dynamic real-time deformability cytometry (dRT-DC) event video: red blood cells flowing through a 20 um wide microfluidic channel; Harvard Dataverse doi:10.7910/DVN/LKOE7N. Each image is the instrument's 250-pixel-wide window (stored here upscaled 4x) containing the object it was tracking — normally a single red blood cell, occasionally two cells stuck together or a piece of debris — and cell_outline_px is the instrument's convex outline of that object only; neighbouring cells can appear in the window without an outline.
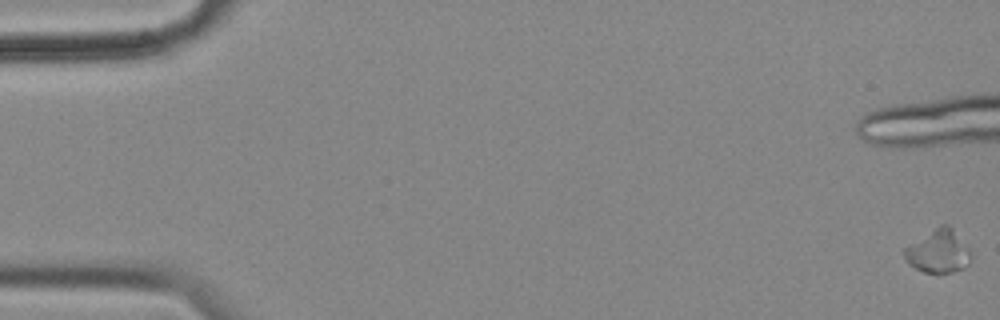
{"species": "common noctule bat (a hibernating species)", "species_latin": "Nyctalus noctula", "temperature_condition": "cold", "stored_images_in_passage": 21, "camera_frame_rate_fps": 3000, "um_per_image_px": 0.085, "animal": {"sex": "female", "body_mass_g": 18.4}, "frame": {"image": 1, "passage_image": 1, "time_ms": 0.0, "image_size_px": [1000, 320], "cell_outline_px": [[972, 252], [968, 264], [964, 268], [952, 272], [924, 272], [908, 264], [904, 256], [904, 248], [940, 224], [948, 224], [952, 228]], "centroid_in_image_um": [79.77, 21.36], "position_along_channel_um": 5.2, "area_um2": 16.53}}